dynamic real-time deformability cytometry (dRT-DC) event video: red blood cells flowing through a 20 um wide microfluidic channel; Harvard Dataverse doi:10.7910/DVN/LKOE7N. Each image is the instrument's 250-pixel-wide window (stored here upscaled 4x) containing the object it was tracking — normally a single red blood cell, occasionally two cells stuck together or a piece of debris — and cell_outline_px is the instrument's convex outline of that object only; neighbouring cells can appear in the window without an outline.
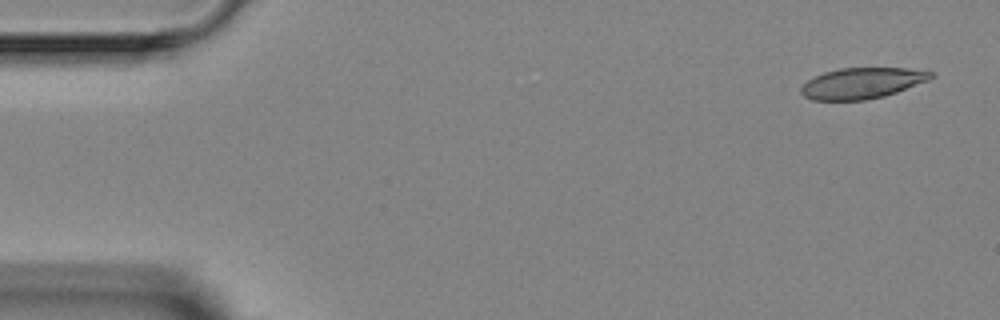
{"species": "Egyptian fruit bat (a non-hibernating species)", "species_latin": "Rousettus aegyptiacus", "temperature_condition": "room temperature", "stored_images_in_passage": 3, "camera_frame_rate_fps": 3000, "um_per_image_px": 0.085, "animal": {"sex": "female"}, "frame": {"image": 1, "passage_image": 1, "time_ms": 0.0, "image_size_px": [1000, 320], "cell_outline_px": [[936, 76], [928, 80], [896, 92], [884, 96], [864, 100], [812, 100], [804, 96], [800, 92], [800, 88], [808, 80], [824, 72], [840, 68], [908, 68], [932, 72]], "centroid_in_image_um": [73.27, 7.07], "position_along_channel_um": 11.7, "area_um2": 23.24}}
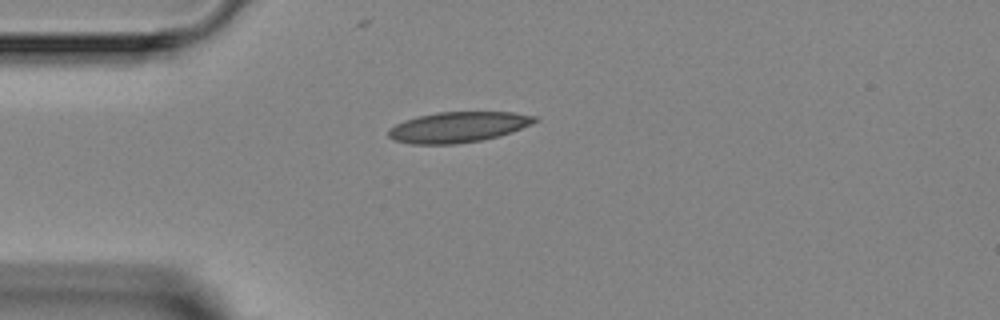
{"frame": {"image": 2, "passage_image": 3, "time_ms": 3.333, "image_size_px": [1000, 320], "cell_outline_px": [[540, 120], [532, 124], [512, 132], [480, 140], [456, 144], [412, 144], [392, 140], [388, 136], [388, 128], [404, 120], [436, 112], [512, 112], [540, 116]], "centroid_in_image_um": [38.96, 10.8], "position_along_channel_um": 46.0, "area_um2": 26.18}}